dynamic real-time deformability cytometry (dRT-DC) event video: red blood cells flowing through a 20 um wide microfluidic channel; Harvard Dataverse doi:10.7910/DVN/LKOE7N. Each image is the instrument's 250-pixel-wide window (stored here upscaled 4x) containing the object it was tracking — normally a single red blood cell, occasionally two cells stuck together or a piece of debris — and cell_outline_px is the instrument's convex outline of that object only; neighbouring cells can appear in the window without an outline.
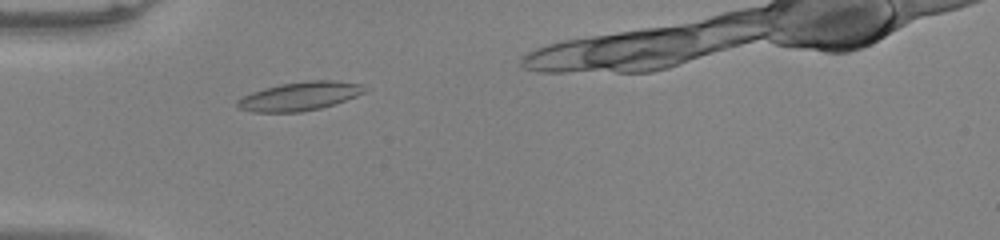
{"species": "common noctule bat (a hibernating species)", "species_latin": "Nyctalus noctula", "temperature_condition": "warm", "stored_images_in_passage": 38, "camera_frame_rate_fps": 3000, "um_per_image_px": 0.085, "animal": {"sex": "male", "body_mass_g": 20.0, "forearm_length_mm": 53.3}, "frame": {"image": 1, "passage_image": 9, "time_ms": 2.667, "image_size_px": [1000, 240], "cell_outline_px": [[372, 88], [356, 96], [320, 108], [300, 112], [252, 112], [240, 108], [236, 104], [236, 100], [252, 92], [264, 88], [280, 84], [308, 80], [332, 80], [360, 84]], "centroid_in_image_um": [25.48, 8.17], "position_along_channel_um": 59.5, "area_um2": 21.15}}
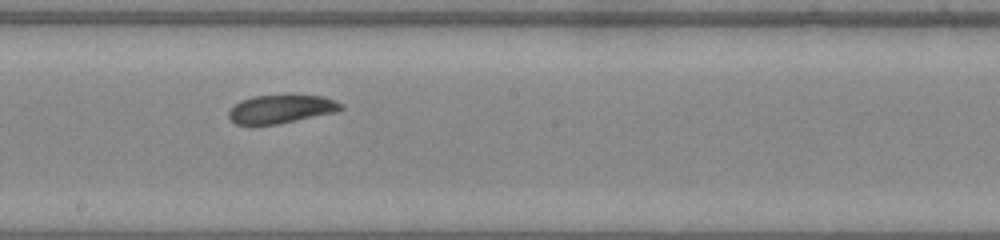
{"frame": {"image": 2, "passage_image": 22, "time_ms": 7.0, "image_size_px": [1000, 240], "cell_outline_px": [[344, 108], [336, 112], [280, 124], [236, 124], [228, 116], [228, 112], [240, 100], [252, 96], [324, 96], [336, 100], [344, 104]], "centroid_in_image_um": [23.94, 9.27], "position_along_channel_um": 224.3, "area_um2": 18.44}}
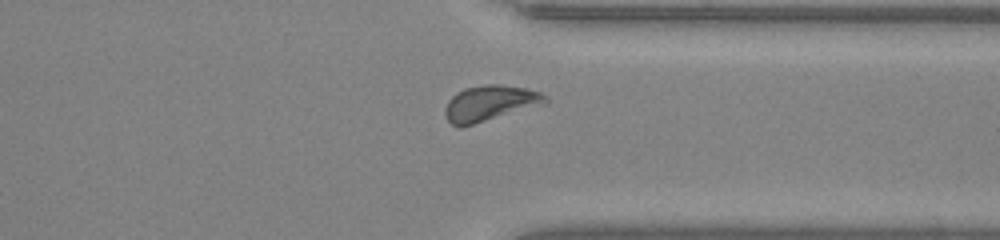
{"frame": {"image": 3, "passage_image": 33, "time_ms": 10.667, "image_size_px": [1000, 240], "cell_outline_px": [[548, 104], [460, 128], [452, 124], [444, 116], [444, 108], [448, 100], [456, 92], [464, 88], [488, 84], [500, 84], [524, 88], [540, 92], [548, 96]], "centroid_in_image_um": [41.66, 8.79], "position_along_channel_um": 369.7, "area_um2": 21.27}}